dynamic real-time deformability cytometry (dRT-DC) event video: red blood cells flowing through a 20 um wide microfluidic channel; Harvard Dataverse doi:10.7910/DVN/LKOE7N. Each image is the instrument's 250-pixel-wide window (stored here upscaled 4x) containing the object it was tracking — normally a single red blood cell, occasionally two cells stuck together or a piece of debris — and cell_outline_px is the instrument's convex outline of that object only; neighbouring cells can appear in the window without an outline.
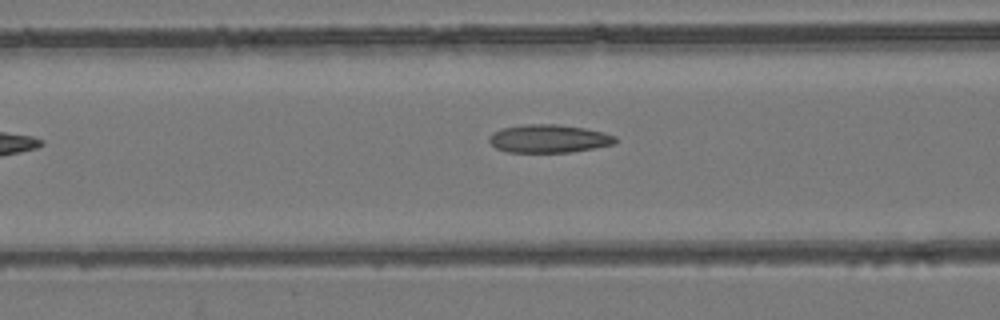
{"species": "common noctule bat (a hibernating species)", "species_latin": "Nyctalus noctula", "temperature_condition": "room temperature", "stored_images_in_passage": 36, "camera_frame_rate_fps": 3000, "um_per_image_px": 0.085, "animal": {"sex": "female", "body_mass_g": 24.6, "forearm_length_mm": 56.2}, "frame": {"image": 1, "passage_image": 6, "time_ms": 1.667, "image_size_px": [1000, 320], "cell_outline_px": [[616, 144], [572, 152], [508, 152], [496, 148], [488, 140], [488, 136], [492, 132], [500, 128], [524, 124], [556, 124], [584, 128], [604, 132], [616, 136]], "centroid_in_image_um": [46.63, 11.78], "position_along_channel_um": 120.0, "area_um2": 20.87}}
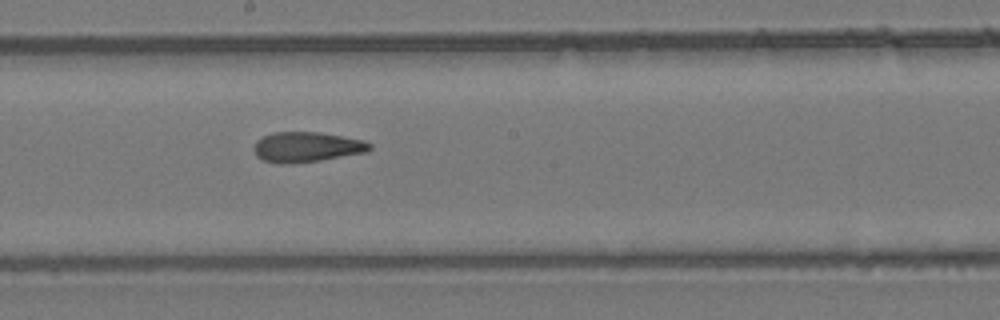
{"frame": {"image": 2, "passage_image": 14, "time_ms": 4.333, "image_size_px": [1000, 320], "cell_outline_px": [[372, 148], [368, 152], [320, 160], [288, 164], [280, 164], [264, 160], [256, 156], [252, 148], [256, 140], [272, 132], [320, 132], [364, 140], [372, 144]], "centroid_in_image_um": [26.06, 12.49], "position_along_channel_um": 222.1, "area_um2": 20.52}}
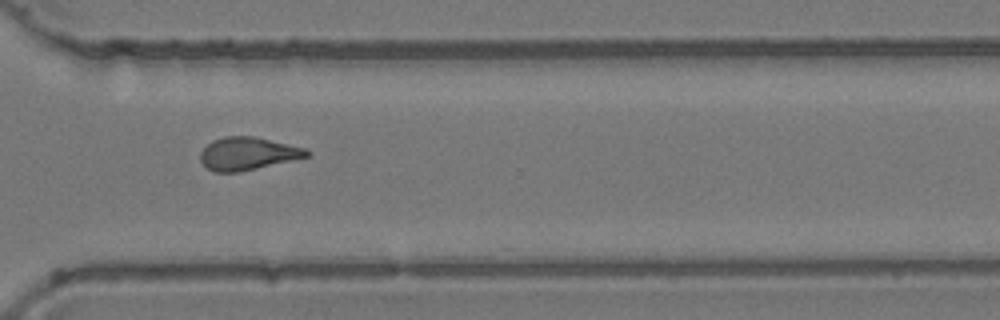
{"frame": {"image": 3, "passage_image": 24, "time_ms": 7.667, "image_size_px": [1000, 320], "cell_outline_px": [[312, 152], [308, 156], [256, 168], [236, 172], [212, 172], [200, 160], [200, 152], [212, 140], [224, 136], [256, 136], [304, 148]], "centroid_in_image_um": [21.03, 13.04], "position_along_channel_um": 349.6, "area_um2": 20.11}, "authors_computed_cell_mechanics": {"area_um2": 20.4034, "velocity_mm_per_s": 3.8268, "shape_relaxation_time_tau1_ms": null, "shape_relaxation_time_tau2_ms": 3.3886, "deformation_change_tau1": null, "deformation_change_tau2": 0.1184}}